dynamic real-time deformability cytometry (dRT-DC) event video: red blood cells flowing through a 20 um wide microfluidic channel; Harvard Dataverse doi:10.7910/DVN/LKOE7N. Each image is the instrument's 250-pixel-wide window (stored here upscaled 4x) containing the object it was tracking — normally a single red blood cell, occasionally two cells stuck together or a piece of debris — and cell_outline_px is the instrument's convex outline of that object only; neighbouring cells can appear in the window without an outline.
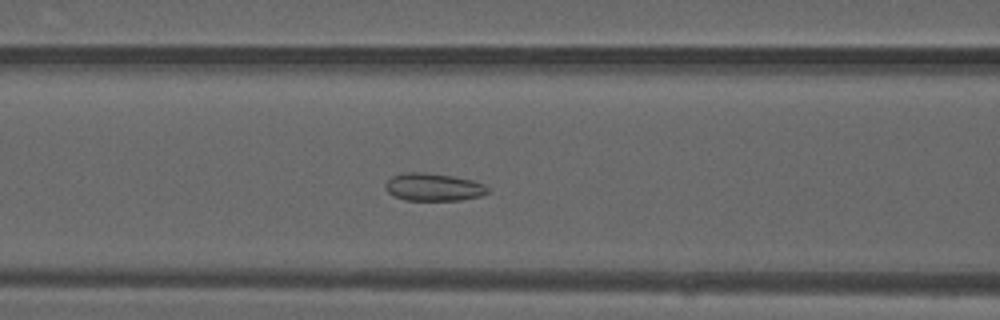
{"species": "common noctule bat (a hibernating species)", "species_latin": "Nyctalus noctula", "temperature_condition": "warm", "stored_images_in_passage": 47, "camera_frame_rate_fps": 3000, "um_per_image_px": 0.085, "animal": {"sex": "male", "forearm_length_mm": 52.5}, "frame": {"image": 1, "passage_image": 18, "time_ms": 5.667, "image_size_px": [1000, 320], "cell_outline_px": [[488, 192], [480, 196], [460, 200], [404, 200], [388, 192], [384, 188], [384, 184], [392, 176], [404, 172], [424, 172], [452, 176], [472, 180], [484, 184], [488, 188]], "centroid_in_image_um": [36.82, 15.9], "position_along_channel_um": 129.8, "area_um2": 16.47}}
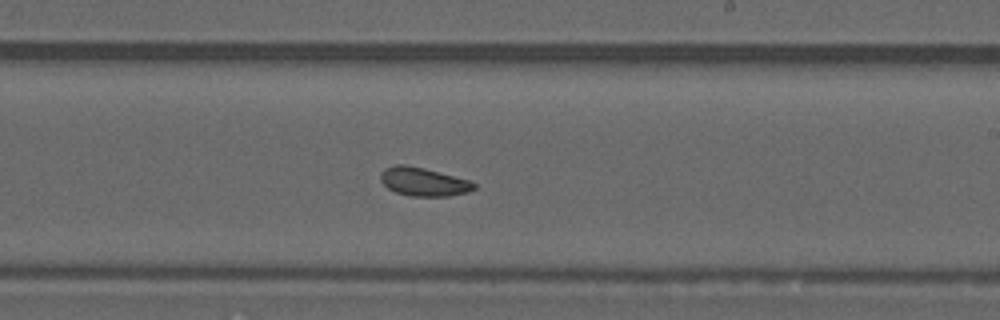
{"frame": {"image": 2, "passage_image": 27, "time_ms": 8.667, "image_size_px": [1000, 320], "cell_outline_px": [[476, 188], [468, 192], [448, 196], [412, 196], [396, 192], [388, 188], [380, 180], [380, 172], [384, 168], [396, 164], [404, 164], [424, 168], [472, 180], [476, 184]], "centroid_in_image_um": [36.01, 15.44], "position_along_channel_um": 253.0, "area_um2": 15.66}}
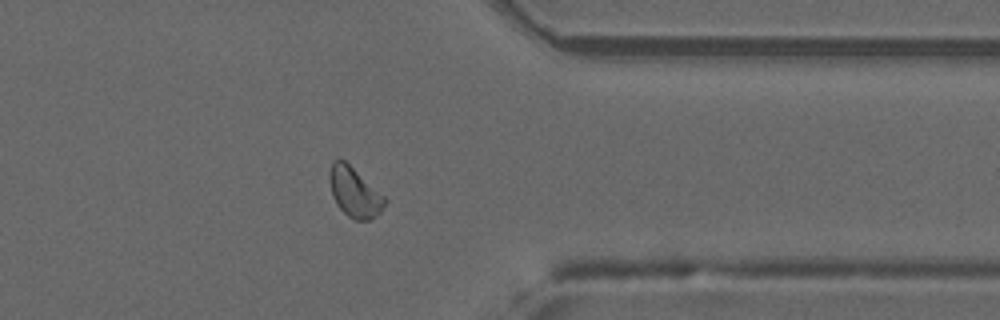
{"frame": {"image": 3, "passage_image": 37, "time_ms": 12.0, "image_size_px": [1000, 320], "cell_outline_px": [[388, 200], [380, 212], [376, 216], [368, 220], [356, 220], [348, 216], [336, 204], [332, 196], [328, 176], [328, 172], [332, 160], [344, 160], [384, 196]], "centroid_in_image_um": [30.1, 16.34], "position_along_channel_um": 381.3, "area_um2": 15.9}, "authors_computed_cell_mechanics": {"area_um2": 16.1262, "velocity_mm_per_s": 4.1219, "shape_relaxation_time_tau1_ms": null, "shape_relaxation_time_tau2_ms": 2.7654, "deformation_change_tau1": null, "deformation_change_tau2": 0.083}}